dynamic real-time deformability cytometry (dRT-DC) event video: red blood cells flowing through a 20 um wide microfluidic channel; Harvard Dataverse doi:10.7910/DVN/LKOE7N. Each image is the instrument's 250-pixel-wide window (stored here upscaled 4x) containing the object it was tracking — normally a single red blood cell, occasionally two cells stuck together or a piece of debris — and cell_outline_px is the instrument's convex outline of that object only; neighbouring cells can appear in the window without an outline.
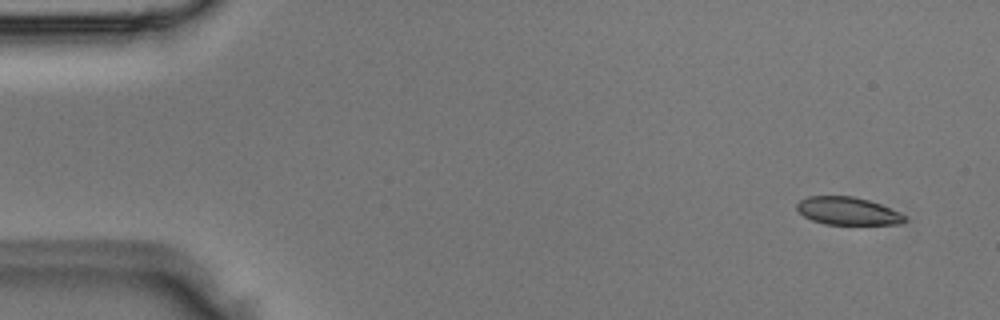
{"species": "Egyptian fruit bat (a non-hibernating species)", "species_latin": "Rousettus aegyptiacus", "temperature_condition": "room temperature", "stored_images_in_passage": 5, "camera_frame_rate_fps": 3000, "um_per_image_px": 0.085, "animal": {"sex": "male"}, "frame": {"image": 1, "passage_image": 1, "time_ms": 0.0, "image_size_px": [1000, 320], "cell_outline_px": [[908, 220], [904, 224], [824, 224], [812, 220], [804, 216], [796, 208], [796, 204], [800, 200], [808, 196], [852, 196], [868, 200], [880, 204], [900, 212]], "centroid_in_image_um": [72.07, 17.94], "position_along_channel_um": 12.9, "area_um2": 17.46}}
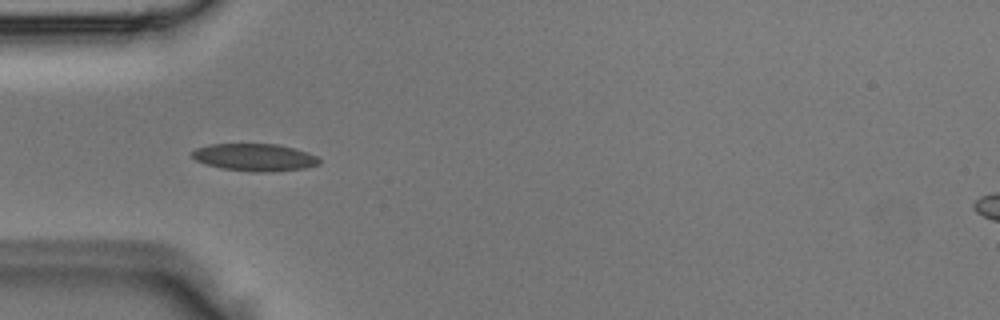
{"frame": {"image": 2, "passage_image": 3, "time_ms": 0.667, "image_size_px": [1000, 320], "cell_outline_px": [[320, 164], [304, 168], [264, 172], [252, 172], [220, 168], [204, 164], [196, 160], [192, 156], [192, 152], [196, 148], [208, 144], [280, 144], [308, 152], [316, 156], [320, 160]], "centroid_in_image_um": [21.63, 13.37], "position_along_channel_um": 63.4, "area_um2": 20.35}}
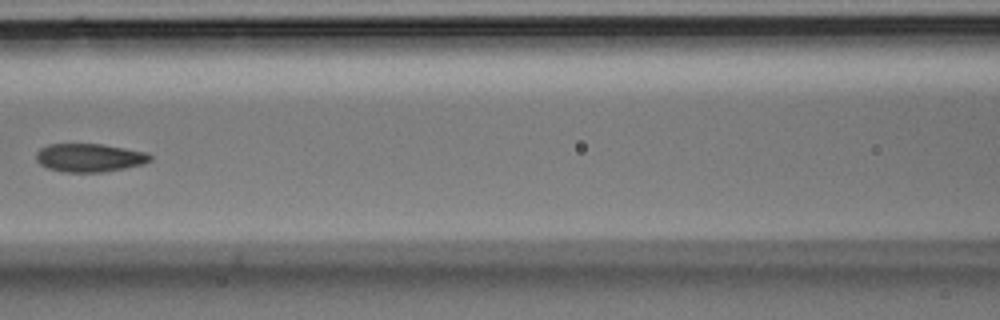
{"frame": {"image": 3, "passage_image": 5, "time_ms": 1.333, "image_size_px": [1000, 320], "cell_outline_px": [[152, 160], [144, 164], [104, 172], [64, 172], [48, 168], [40, 164], [36, 160], [36, 152], [40, 148], [48, 144], [100, 144], [148, 152], [152, 156]], "centroid_in_image_um": [7.61, 13.4], "position_along_channel_um": 159.0, "area_um2": 18.9}}